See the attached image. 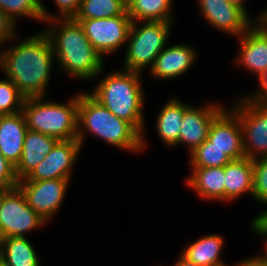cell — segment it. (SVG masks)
<instances>
[{"mask_svg":"<svg viewBox=\"0 0 267 266\" xmlns=\"http://www.w3.org/2000/svg\"><path fill=\"white\" fill-rule=\"evenodd\" d=\"M74 20L79 22L88 40L102 57L112 54L127 42L132 24L127 12L109 18Z\"/></svg>","mask_w":267,"mask_h":266,"instance_id":"cell-9","label":"cell"},{"mask_svg":"<svg viewBox=\"0 0 267 266\" xmlns=\"http://www.w3.org/2000/svg\"><path fill=\"white\" fill-rule=\"evenodd\" d=\"M138 23L140 24L139 26ZM173 22L132 21L128 40L124 70L142 73L151 68L155 58L166 47Z\"/></svg>","mask_w":267,"mask_h":266,"instance_id":"cell-6","label":"cell"},{"mask_svg":"<svg viewBox=\"0 0 267 266\" xmlns=\"http://www.w3.org/2000/svg\"><path fill=\"white\" fill-rule=\"evenodd\" d=\"M0 260L6 266H40L36 250L26 236L0 239Z\"/></svg>","mask_w":267,"mask_h":266,"instance_id":"cell-23","label":"cell"},{"mask_svg":"<svg viewBox=\"0 0 267 266\" xmlns=\"http://www.w3.org/2000/svg\"><path fill=\"white\" fill-rule=\"evenodd\" d=\"M239 266H267V259L262 255L252 256L238 262Z\"/></svg>","mask_w":267,"mask_h":266,"instance_id":"cell-35","label":"cell"},{"mask_svg":"<svg viewBox=\"0 0 267 266\" xmlns=\"http://www.w3.org/2000/svg\"><path fill=\"white\" fill-rule=\"evenodd\" d=\"M19 180L15 174V166L0 152V186L6 189L17 187Z\"/></svg>","mask_w":267,"mask_h":266,"instance_id":"cell-30","label":"cell"},{"mask_svg":"<svg viewBox=\"0 0 267 266\" xmlns=\"http://www.w3.org/2000/svg\"><path fill=\"white\" fill-rule=\"evenodd\" d=\"M257 202L267 203V157L253 160V196Z\"/></svg>","mask_w":267,"mask_h":266,"instance_id":"cell-29","label":"cell"},{"mask_svg":"<svg viewBox=\"0 0 267 266\" xmlns=\"http://www.w3.org/2000/svg\"><path fill=\"white\" fill-rule=\"evenodd\" d=\"M219 266H230V265H229V264L227 265V264L224 263V264L219 265ZM231 266H232V265H231ZM233 266H239V265H238V263H237L236 265H233Z\"/></svg>","mask_w":267,"mask_h":266,"instance_id":"cell-42","label":"cell"},{"mask_svg":"<svg viewBox=\"0 0 267 266\" xmlns=\"http://www.w3.org/2000/svg\"><path fill=\"white\" fill-rule=\"evenodd\" d=\"M126 6L129 4L132 0H121Z\"/></svg>","mask_w":267,"mask_h":266,"instance_id":"cell-41","label":"cell"},{"mask_svg":"<svg viewBox=\"0 0 267 266\" xmlns=\"http://www.w3.org/2000/svg\"><path fill=\"white\" fill-rule=\"evenodd\" d=\"M188 105L179 99L177 100L176 97H171L159 111L155 130L159 139L165 145L169 147H176L178 145L182 118Z\"/></svg>","mask_w":267,"mask_h":266,"instance_id":"cell-21","label":"cell"},{"mask_svg":"<svg viewBox=\"0 0 267 266\" xmlns=\"http://www.w3.org/2000/svg\"><path fill=\"white\" fill-rule=\"evenodd\" d=\"M25 98L10 79H0V115L22 111Z\"/></svg>","mask_w":267,"mask_h":266,"instance_id":"cell-28","label":"cell"},{"mask_svg":"<svg viewBox=\"0 0 267 266\" xmlns=\"http://www.w3.org/2000/svg\"><path fill=\"white\" fill-rule=\"evenodd\" d=\"M46 223L29 207L18 186L4 193L0 206V239L25 237L27 232L42 227Z\"/></svg>","mask_w":267,"mask_h":266,"instance_id":"cell-8","label":"cell"},{"mask_svg":"<svg viewBox=\"0 0 267 266\" xmlns=\"http://www.w3.org/2000/svg\"><path fill=\"white\" fill-rule=\"evenodd\" d=\"M44 22L49 24L43 32L50 39L59 68L85 81L104 73L103 58L94 49L79 22L73 18H53Z\"/></svg>","mask_w":267,"mask_h":266,"instance_id":"cell-2","label":"cell"},{"mask_svg":"<svg viewBox=\"0 0 267 266\" xmlns=\"http://www.w3.org/2000/svg\"><path fill=\"white\" fill-rule=\"evenodd\" d=\"M22 112L32 131L59 140L77 139L78 93L67 103L47 101L45 96L25 98Z\"/></svg>","mask_w":267,"mask_h":266,"instance_id":"cell-5","label":"cell"},{"mask_svg":"<svg viewBox=\"0 0 267 266\" xmlns=\"http://www.w3.org/2000/svg\"><path fill=\"white\" fill-rule=\"evenodd\" d=\"M231 109L238 115L242 129L243 151L246 158L267 157V105L239 97Z\"/></svg>","mask_w":267,"mask_h":266,"instance_id":"cell-7","label":"cell"},{"mask_svg":"<svg viewBox=\"0 0 267 266\" xmlns=\"http://www.w3.org/2000/svg\"><path fill=\"white\" fill-rule=\"evenodd\" d=\"M264 205H267V203ZM250 225L252 228L251 230L256 232L258 235L267 236V208L256 215Z\"/></svg>","mask_w":267,"mask_h":266,"instance_id":"cell-34","label":"cell"},{"mask_svg":"<svg viewBox=\"0 0 267 266\" xmlns=\"http://www.w3.org/2000/svg\"><path fill=\"white\" fill-rule=\"evenodd\" d=\"M173 266H197V265L194 264L193 262L188 261L180 254L179 258L175 261V264Z\"/></svg>","mask_w":267,"mask_h":266,"instance_id":"cell-36","label":"cell"},{"mask_svg":"<svg viewBox=\"0 0 267 266\" xmlns=\"http://www.w3.org/2000/svg\"><path fill=\"white\" fill-rule=\"evenodd\" d=\"M27 130L22 111L0 115V152L14 166L21 158Z\"/></svg>","mask_w":267,"mask_h":266,"instance_id":"cell-17","label":"cell"},{"mask_svg":"<svg viewBox=\"0 0 267 266\" xmlns=\"http://www.w3.org/2000/svg\"><path fill=\"white\" fill-rule=\"evenodd\" d=\"M231 4L241 8L249 17L250 15L247 12V9L244 6V2H246L245 0H228Z\"/></svg>","mask_w":267,"mask_h":266,"instance_id":"cell-38","label":"cell"},{"mask_svg":"<svg viewBox=\"0 0 267 266\" xmlns=\"http://www.w3.org/2000/svg\"><path fill=\"white\" fill-rule=\"evenodd\" d=\"M186 183L202 199L224 202V167H191Z\"/></svg>","mask_w":267,"mask_h":266,"instance_id":"cell-20","label":"cell"},{"mask_svg":"<svg viewBox=\"0 0 267 266\" xmlns=\"http://www.w3.org/2000/svg\"><path fill=\"white\" fill-rule=\"evenodd\" d=\"M59 10L58 18H73L77 13L81 0H54Z\"/></svg>","mask_w":267,"mask_h":266,"instance_id":"cell-33","label":"cell"},{"mask_svg":"<svg viewBox=\"0 0 267 266\" xmlns=\"http://www.w3.org/2000/svg\"><path fill=\"white\" fill-rule=\"evenodd\" d=\"M126 5L121 0H81L73 19H98L123 15Z\"/></svg>","mask_w":267,"mask_h":266,"instance_id":"cell-26","label":"cell"},{"mask_svg":"<svg viewBox=\"0 0 267 266\" xmlns=\"http://www.w3.org/2000/svg\"><path fill=\"white\" fill-rule=\"evenodd\" d=\"M237 38L240 49L235 62L258 78L267 67V28L261 22H254Z\"/></svg>","mask_w":267,"mask_h":266,"instance_id":"cell-15","label":"cell"},{"mask_svg":"<svg viewBox=\"0 0 267 266\" xmlns=\"http://www.w3.org/2000/svg\"><path fill=\"white\" fill-rule=\"evenodd\" d=\"M173 0H132L126 12L132 21L172 22Z\"/></svg>","mask_w":267,"mask_h":266,"instance_id":"cell-24","label":"cell"},{"mask_svg":"<svg viewBox=\"0 0 267 266\" xmlns=\"http://www.w3.org/2000/svg\"><path fill=\"white\" fill-rule=\"evenodd\" d=\"M204 19L217 30L239 37L256 19L228 0H197Z\"/></svg>","mask_w":267,"mask_h":266,"instance_id":"cell-12","label":"cell"},{"mask_svg":"<svg viewBox=\"0 0 267 266\" xmlns=\"http://www.w3.org/2000/svg\"><path fill=\"white\" fill-rule=\"evenodd\" d=\"M246 193L253 196V160L244 157L224 166V202H233Z\"/></svg>","mask_w":267,"mask_h":266,"instance_id":"cell-19","label":"cell"},{"mask_svg":"<svg viewBox=\"0 0 267 266\" xmlns=\"http://www.w3.org/2000/svg\"><path fill=\"white\" fill-rule=\"evenodd\" d=\"M7 190H8V189H6V188L0 186V206H1V200H2V197L4 196V193H5Z\"/></svg>","mask_w":267,"mask_h":266,"instance_id":"cell-40","label":"cell"},{"mask_svg":"<svg viewBox=\"0 0 267 266\" xmlns=\"http://www.w3.org/2000/svg\"><path fill=\"white\" fill-rule=\"evenodd\" d=\"M223 245L222 235L208 234L185 246L180 254L197 266H219L224 264L220 258Z\"/></svg>","mask_w":267,"mask_h":266,"instance_id":"cell-22","label":"cell"},{"mask_svg":"<svg viewBox=\"0 0 267 266\" xmlns=\"http://www.w3.org/2000/svg\"><path fill=\"white\" fill-rule=\"evenodd\" d=\"M225 109L217 103H208L201 108L189 104L184 111L179 134V144H186L189 154L208 137L213 120Z\"/></svg>","mask_w":267,"mask_h":266,"instance_id":"cell-13","label":"cell"},{"mask_svg":"<svg viewBox=\"0 0 267 266\" xmlns=\"http://www.w3.org/2000/svg\"><path fill=\"white\" fill-rule=\"evenodd\" d=\"M141 73L117 70L101 80L90 94L118 118L131 123L142 134V149L146 145L143 105L145 94Z\"/></svg>","mask_w":267,"mask_h":266,"instance_id":"cell-4","label":"cell"},{"mask_svg":"<svg viewBox=\"0 0 267 266\" xmlns=\"http://www.w3.org/2000/svg\"><path fill=\"white\" fill-rule=\"evenodd\" d=\"M196 52L193 47L176 44L165 47L155 58L150 74L158 79H173L184 75L195 63Z\"/></svg>","mask_w":267,"mask_h":266,"instance_id":"cell-16","label":"cell"},{"mask_svg":"<svg viewBox=\"0 0 267 266\" xmlns=\"http://www.w3.org/2000/svg\"><path fill=\"white\" fill-rule=\"evenodd\" d=\"M232 161L224 151L214 147L207 139L190 153L191 167H224Z\"/></svg>","mask_w":267,"mask_h":266,"instance_id":"cell-27","label":"cell"},{"mask_svg":"<svg viewBox=\"0 0 267 266\" xmlns=\"http://www.w3.org/2000/svg\"><path fill=\"white\" fill-rule=\"evenodd\" d=\"M15 24L3 11L0 9V46H3L6 41L16 39ZM2 44V45H1Z\"/></svg>","mask_w":267,"mask_h":266,"instance_id":"cell-31","label":"cell"},{"mask_svg":"<svg viewBox=\"0 0 267 266\" xmlns=\"http://www.w3.org/2000/svg\"><path fill=\"white\" fill-rule=\"evenodd\" d=\"M81 149L82 145L77 139L60 140L32 172L19 181L71 179V172Z\"/></svg>","mask_w":267,"mask_h":266,"instance_id":"cell-11","label":"cell"},{"mask_svg":"<svg viewBox=\"0 0 267 266\" xmlns=\"http://www.w3.org/2000/svg\"><path fill=\"white\" fill-rule=\"evenodd\" d=\"M207 140L225 152L231 160L245 157L241 123L238 115L225 108L212 122Z\"/></svg>","mask_w":267,"mask_h":266,"instance_id":"cell-14","label":"cell"},{"mask_svg":"<svg viewBox=\"0 0 267 266\" xmlns=\"http://www.w3.org/2000/svg\"><path fill=\"white\" fill-rule=\"evenodd\" d=\"M69 182L70 179L19 181L17 186L29 207L48 223L62 206Z\"/></svg>","mask_w":267,"mask_h":266,"instance_id":"cell-10","label":"cell"},{"mask_svg":"<svg viewBox=\"0 0 267 266\" xmlns=\"http://www.w3.org/2000/svg\"><path fill=\"white\" fill-rule=\"evenodd\" d=\"M255 19H256V22H261L267 28V7Z\"/></svg>","mask_w":267,"mask_h":266,"instance_id":"cell-37","label":"cell"},{"mask_svg":"<svg viewBox=\"0 0 267 266\" xmlns=\"http://www.w3.org/2000/svg\"><path fill=\"white\" fill-rule=\"evenodd\" d=\"M77 129V140L82 146L85 132H90L120 150H143L142 134L131 123L118 118L105 108L89 92L78 94Z\"/></svg>","mask_w":267,"mask_h":266,"instance_id":"cell-3","label":"cell"},{"mask_svg":"<svg viewBox=\"0 0 267 266\" xmlns=\"http://www.w3.org/2000/svg\"><path fill=\"white\" fill-rule=\"evenodd\" d=\"M59 141L58 138L28 129L21 158L15 166L17 179L26 178Z\"/></svg>","mask_w":267,"mask_h":266,"instance_id":"cell-18","label":"cell"},{"mask_svg":"<svg viewBox=\"0 0 267 266\" xmlns=\"http://www.w3.org/2000/svg\"><path fill=\"white\" fill-rule=\"evenodd\" d=\"M0 9L15 24L18 17L25 16L42 22L58 18V16L50 14L41 0H0Z\"/></svg>","mask_w":267,"mask_h":266,"instance_id":"cell-25","label":"cell"},{"mask_svg":"<svg viewBox=\"0 0 267 266\" xmlns=\"http://www.w3.org/2000/svg\"><path fill=\"white\" fill-rule=\"evenodd\" d=\"M55 56L42 31L0 51V68L26 97L46 96Z\"/></svg>","mask_w":267,"mask_h":266,"instance_id":"cell-1","label":"cell"},{"mask_svg":"<svg viewBox=\"0 0 267 266\" xmlns=\"http://www.w3.org/2000/svg\"><path fill=\"white\" fill-rule=\"evenodd\" d=\"M259 79V88L256 92L251 93L250 96H244L248 101L267 105V67L264 72L258 77Z\"/></svg>","mask_w":267,"mask_h":266,"instance_id":"cell-32","label":"cell"},{"mask_svg":"<svg viewBox=\"0 0 267 266\" xmlns=\"http://www.w3.org/2000/svg\"><path fill=\"white\" fill-rule=\"evenodd\" d=\"M261 237H264L263 239L265 240L264 242L265 251L262 255L267 259V236H261Z\"/></svg>","mask_w":267,"mask_h":266,"instance_id":"cell-39","label":"cell"},{"mask_svg":"<svg viewBox=\"0 0 267 266\" xmlns=\"http://www.w3.org/2000/svg\"><path fill=\"white\" fill-rule=\"evenodd\" d=\"M0 266H6V265L0 260Z\"/></svg>","mask_w":267,"mask_h":266,"instance_id":"cell-43","label":"cell"}]
</instances>
